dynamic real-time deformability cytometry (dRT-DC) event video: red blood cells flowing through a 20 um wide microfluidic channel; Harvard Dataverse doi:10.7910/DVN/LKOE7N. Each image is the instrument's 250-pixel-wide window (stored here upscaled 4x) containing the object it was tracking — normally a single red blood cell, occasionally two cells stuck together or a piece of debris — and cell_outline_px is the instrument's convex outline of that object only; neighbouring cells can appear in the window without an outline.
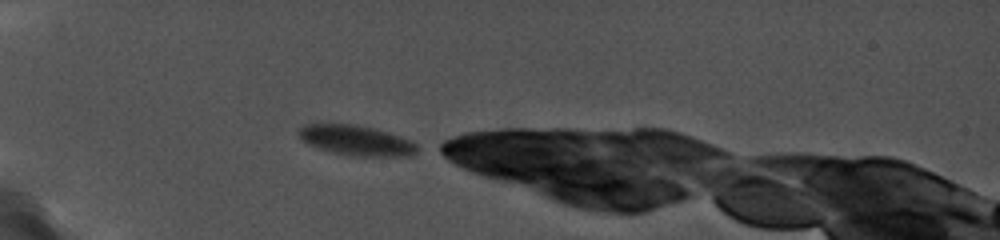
{"species": "common noctule bat (a hibernating species)", "species_latin": "Nyctalus noctula", "temperature_condition": "cold", "stored_images_in_passage": 29, "camera_frame_rate_fps": 5000, "um_per_image_px": 0.085, "animal": {"sex": "female", "body_mass_g": 19.0, "forearm_length_mm": 56.7}, "frame": {"image": 1, "passage_image": 1, "time_ms": 0.0, "image_size_px": [1000, 240], "cell_outline_px": [[424, 148], [408, 156], [352, 156], [332, 152], [316, 148], [300, 140], [296, 132], [296, 128], [300, 124], [356, 124], [376, 128], [412, 140]], "centroid_in_image_um": [30.27, 11.92], "position_along_channel_um": 54.7, "area_um2": 21.5}}
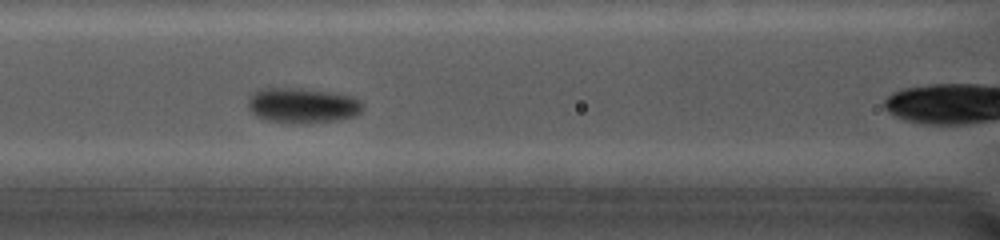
{"frame": {"image": 2, "passage_image": 9, "time_ms": 3.0, "image_size_px": [1000, 240], "cell_outline_px": [[364, 108], [356, 116], [340, 120], [308, 124], [292, 124], [268, 120], [256, 116], [248, 108], [248, 100], [256, 92], [268, 88], [276, 88], [320, 92], [348, 96], [360, 100], [364, 104]], "centroid_in_image_um": [25.74, 9.03], "position_along_channel_um": 140.9, "area_um2": 23.0}}
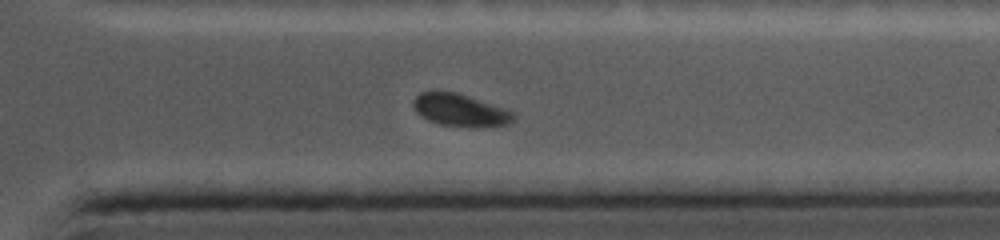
{"frame": {"image": 3, "passage_image": 26, "time_ms": 9.2, "image_size_px": [1000, 240], "cell_outline_px": [[516, 116], [508, 124], [480, 128], [472, 128], [440, 124], [428, 120], [420, 116], [416, 112], [412, 104], [416, 96], [420, 92], [456, 92], [516, 112]], "centroid_in_image_um": [39.14, 9.39], "position_along_channel_um": 372.3, "area_um2": 19.02}}